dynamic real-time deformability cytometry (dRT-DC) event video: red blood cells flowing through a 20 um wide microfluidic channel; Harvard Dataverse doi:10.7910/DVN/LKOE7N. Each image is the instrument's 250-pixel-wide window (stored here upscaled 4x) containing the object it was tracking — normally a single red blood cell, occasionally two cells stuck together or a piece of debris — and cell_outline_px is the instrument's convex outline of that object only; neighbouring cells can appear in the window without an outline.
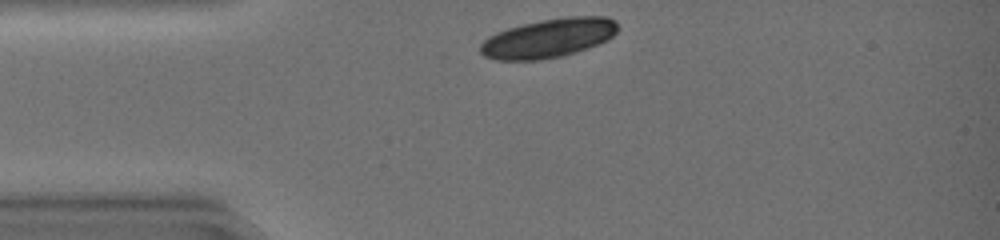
{"species": "common noctule bat (a hibernating species)", "species_latin": "Nyctalus noctula", "temperature_condition": "warm", "stored_images_in_passage": 30, "camera_frame_rate_fps": 3000, "um_per_image_px": 0.085, "animal": {"sex": "female", "body_mass_g": 19.0, "forearm_length_mm": 51.5}, "frame": {"image": 1, "passage_image": 1, "time_ms": 0.0, "image_size_px": [1000, 240], "cell_outline_px": [[620, 28], [608, 40], [560, 56], [540, 60], [496, 60], [484, 56], [480, 52], [480, 44], [488, 36], [496, 32], [508, 28], [524, 24], [564, 16], [608, 16], [616, 20]], "centroid_in_image_um": [46.63, 3.23], "position_along_channel_um": 38.4, "area_um2": 31.15}}
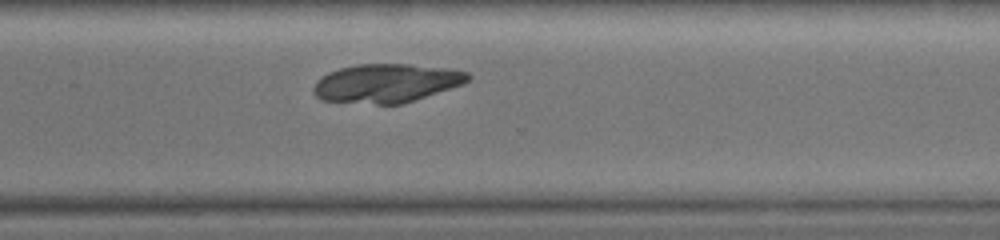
{"frame": {"image": 2, "passage_image": 24, "time_ms": 7.667, "image_size_px": [1000, 240], "cell_outline_px": [[472, 76], [464, 84], [400, 104], [376, 104], [320, 100], [312, 92], [312, 88], [316, 80], [328, 72], [340, 68], [356, 64], [408, 64], [444, 68], [468, 72]], "centroid_in_image_um": [32.8, 7.07], "position_along_channel_um": 337.8, "area_um2": 34.74}}
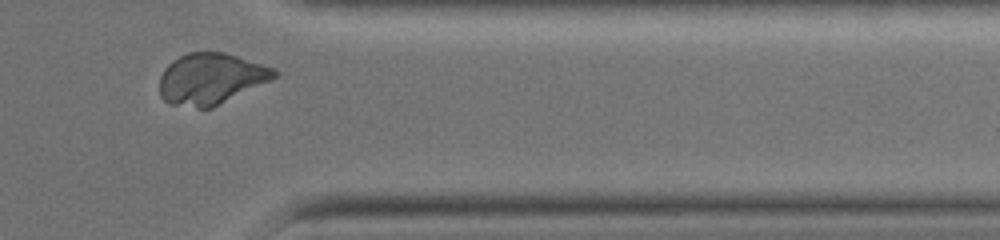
{"frame": {"image": 3, "passage_image": 28, "time_ms": 9.0, "image_size_px": [1000, 240], "cell_outline_px": [[280, 72], [272, 80], [212, 108], [196, 108], [168, 104], [160, 96], [160, 76], [164, 68], [172, 60], [188, 52], [224, 52], [276, 68]], "centroid_in_image_um": [17.93, 6.7], "position_along_channel_um": 393.5, "area_um2": 34.51}}